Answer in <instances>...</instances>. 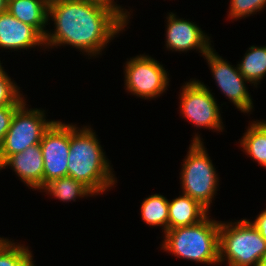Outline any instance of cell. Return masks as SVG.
I'll use <instances>...</instances> for the list:
<instances>
[{"label":"cell","mask_w":266,"mask_h":266,"mask_svg":"<svg viewBox=\"0 0 266 266\" xmlns=\"http://www.w3.org/2000/svg\"><path fill=\"white\" fill-rule=\"evenodd\" d=\"M43 156V188L52 179L68 176L70 124L54 121L40 142Z\"/></svg>","instance_id":"9c48e42d"},{"label":"cell","mask_w":266,"mask_h":266,"mask_svg":"<svg viewBox=\"0 0 266 266\" xmlns=\"http://www.w3.org/2000/svg\"><path fill=\"white\" fill-rule=\"evenodd\" d=\"M8 0H0V13L7 11Z\"/></svg>","instance_id":"d4e9b609"},{"label":"cell","mask_w":266,"mask_h":266,"mask_svg":"<svg viewBox=\"0 0 266 266\" xmlns=\"http://www.w3.org/2000/svg\"><path fill=\"white\" fill-rule=\"evenodd\" d=\"M208 212L198 201L182 194L169 201L168 229L196 224L209 215Z\"/></svg>","instance_id":"9a60e30c"},{"label":"cell","mask_w":266,"mask_h":266,"mask_svg":"<svg viewBox=\"0 0 266 266\" xmlns=\"http://www.w3.org/2000/svg\"><path fill=\"white\" fill-rule=\"evenodd\" d=\"M266 240L250 220L220 222L219 263L228 266H258Z\"/></svg>","instance_id":"277c9868"},{"label":"cell","mask_w":266,"mask_h":266,"mask_svg":"<svg viewBox=\"0 0 266 266\" xmlns=\"http://www.w3.org/2000/svg\"><path fill=\"white\" fill-rule=\"evenodd\" d=\"M166 23L167 49L177 52L196 49L204 56L212 48L210 37L194 22L180 19L171 12L167 15Z\"/></svg>","instance_id":"8fae6325"},{"label":"cell","mask_w":266,"mask_h":266,"mask_svg":"<svg viewBox=\"0 0 266 266\" xmlns=\"http://www.w3.org/2000/svg\"><path fill=\"white\" fill-rule=\"evenodd\" d=\"M169 200L161 194H152L141 204V217L149 226L163 227L164 233L168 230Z\"/></svg>","instance_id":"d6986e66"},{"label":"cell","mask_w":266,"mask_h":266,"mask_svg":"<svg viewBox=\"0 0 266 266\" xmlns=\"http://www.w3.org/2000/svg\"><path fill=\"white\" fill-rule=\"evenodd\" d=\"M45 47L44 37L31 25L11 15L8 10L0 13V48L9 50Z\"/></svg>","instance_id":"7c38bea8"},{"label":"cell","mask_w":266,"mask_h":266,"mask_svg":"<svg viewBox=\"0 0 266 266\" xmlns=\"http://www.w3.org/2000/svg\"><path fill=\"white\" fill-rule=\"evenodd\" d=\"M258 266H266V250L262 254Z\"/></svg>","instance_id":"4316f807"},{"label":"cell","mask_w":266,"mask_h":266,"mask_svg":"<svg viewBox=\"0 0 266 266\" xmlns=\"http://www.w3.org/2000/svg\"><path fill=\"white\" fill-rule=\"evenodd\" d=\"M180 113L193 125L200 128L224 129L220 106L207 86L196 79L189 80L180 92Z\"/></svg>","instance_id":"52a82bcc"},{"label":"cell","mask_w":266,"mask_h":266,"mask_svg":"<svg viewBox=\"0 0 266 266\" xmlns=\"http://www.w3.org/2000/svg\"><path fill=\"white\" fill-rule=\"evenodd\" d=\"M24 101L13 114L10 127L0 146V166L15 153L40 144L44 132L55 120H46L45 110L28 109Z\"/></svg>","instance_id":"8992f818"},{"label":"cell","mask_w":266,"mask_h":266,"mask_svg":"<svg viewBox=\"0 0 266 266\" xmlns=\"http://www.w3.org/2000/svg\"><path fill=\"white\" fill-rule=\"evenodd\" d=\"M219 227L220 221L210 219L207 215L196 224L168 229L164 233L161 249L177 258L207 265L218 264Z\"/></svg>","instance_id":"3957f363"},{"label":"cell","mask_w":266,"mask_h":266,"mask_svg":"<svg viewBox=\"0 0 266 266\" xmlns=\"http://www.w3.org/2000/svg\"><path fill=\"white\" fill-rule=\"evenodd\" d=\"M2 63H1V61H0V72L3 70V68L4 67H2V65H1Z\"/></svg>","instance_id":"83f0119b"},{"label":"cell","mask_w":266,"mask_h":266,"mask_svg":"<svg viewBox=\"0 0 266 266\" xmlns=\"http://www.w3.org/2000/svg\"><path fill=\"white\" fill-rule=\"evenodd\" d=\"M256 229L266 240V209L263 210L256 219L252 222Z\"/></svg>","instance_id":"cb8c5ba5"},{"label":"cell","mask_w":266,"mask_h":266,"mask_svg":"<svg viewBox=\"0 0 266 266\" xmlns=\"http://www.w3.org/2000/svg\"><path fill=\"white\" fill-rule=\"evenodd\" d=\"M8 166L30 189H38L42 192L44 163L40 144L29 146L20 153L12 154L0 166V171Z\"/></svg>","instance_id":"4fadbf2b"},{"label":"cell","mask_w":266,"mask_h":266,"mask_svg":"<svg viewBox=\"0 0 266 266\" xmlns=\"http://www.w3.org/2000/svg\"><path fill=\"white\" fill-rule=\"evenodd\" d=\"M42 190L63 202L75 201L79 197L95 196L81 181L69 176L52 179Z\"/></svg>","instance_id":"e0dca14e"},{"label":"cell","mask_w":266,"mask_h":266,"mask_svg":"<svg viewBox=\"0 0 266 266\" xmlns=\"http://www.w3.org/2000/svg\"><path fill=\"white\" fill-rule=\"evenodd\" d=\"M105 1L110 2L114 5H117L130 18V15H131L130 12H128L125 8H122V6L116 4L114 0H105Z\"/></svg>","instance_id":"484cf974"},{"label":"cell","mask_w":266,"mask_h":266,"mask_svg":"<svg viewBox=\"0 0 266 266\" xmlns=\"http://www.w3.org/2000/svg\"><path fill=\"white\" fill-rule=\"evenodd\" d=\"M124 71L127 92L145 100L162 95L169 86L168 72L149 55L140 54L130 58Z\"/></svg>","instance_id":"ba28073f"},{"label":"cell","mask_w":266,"mask_h":266,"mask_svg":"<svg viewBox=\"0 0 266 266\" xmlns=\"http://www.w3.org/2000/svg\"><path fill=\"white\" fill-rule=\"evenodd\" d=\"M211 48L203 57L207 60L217 86L231 103L243 113L251 112L253 101L248 92V82L240 73L238 66L232 67L228 61Z\"/></svg>","instance_id":"30bf717a"},{"label":"cell","mask_w":266,"mask_h":266,"mask_svg":"<svg viewBox=\"0 0 266 266\" xmlns=\"http://www.w3.org/2000/svg\"><path fill=\"white\" fill-rule=\"evenodd\" d=\"M50 0H8V12L16 19L33 26L43 37L49 22Z\"/></svg>","instance_id":"5bb4252c"},{"label":"cell","mask_w":266,"mask_h":266,"mask_svg":"<svg viewBox=\"0 0 266 266\" xmlns=\"http://www.w3.org/2000/svg\"><path fill=\"white\" fill-rule=\"evenodd\" d=\"M242 150L262 165L266 160V121H253L240 140Z\"/></svg>","instance_id":"2e32d148"},{"label":"cell","mask_w":266,"mask_h":266,"mask_svg":"<svg viewBox=\"0 0 266 266\" xmlns=\"http://www.w3.org/2000/svg\"><path fill=\"white\" fill-rule=\"evenodd\" d=\"M261 166H263L264 168H266V160H265V162Z\"/></svg>","instance_id":"f1b7e54d"},{"label":"cell","mask_w":266,"mask_h":266,"mask_svg":"<svg viewBox=\"0 0 266 266\" xmlns=\"http://www.w3.org/2000/svg\"><path fill=\"white\" fill-rule=\"evenodd\" d=\"M266 7V0H231L229 5L228 18L241 19L263 10Z\"/></svg>","instance_id":"7402d4cb"},{"label":"cell","mask_w":266,"mask_h":266,"mask_svg":"<svg viewBox=\"0 0 266 266\" xmlns=\"http://www.w3.org/2000/svg\"><path fill=\"white\" fill-rule=\"evenodd\" d=\"M19 106H1L0 107V146L10 127V123Z\"/></svg>","instance_id":"603a6c76"},{"label":"cell","mask_w":266,"mask_h":266,"mask_svg":"<svg viewBox=\"0 0 266 266\" xmlns=\"http://www.w3.org/2000/svg\"><path fill=\"white\" fill-rule=\"evenodd\" d=\"M103 151L92 128L70 124L68 176L81 181L95 195L106 192L117 183Z\"/></svg>","instance_id":"7a4b0ae2"},{"label":"cell","mask_w":266,"mask_h":266,"mask_svg":"<svg viewBox=\"0 0 266 266\" xmlns=\"http://www.w3.org/2000/svg\"><path fill=\"white\" fill-rule=\"evenodd\" d=\"M191 141L180 173L182 194L198 201L209 211L217 193L219 177L200 135L195 134Z\"/></svg>","instance_id":"5b68a950"},{"label":"cell","mask_w":266,"mask_h":266,"mask_svg":"<svg viewBox=\"0 0 266 266\" xmlns=\"http://www.w3.org/2000/svg\"><path fill=\"white\" fill-rule=\"evenodd\" d=\"M48 18L55 29L47 31L45 49L66 44L90 57L100 55L129 23L117 5L105 0H50Z\"/></svg>","instance_id":"6da1fadb"},{"label":"cell","mask_w":266,"mask_h":266,"mask_svg":"<svg viewBox=\"0 0 266 266\" xmlns=\"http://www.w3.org/2000/svg\"><path fill=\"white\" fill-rule=\"evenodd\" d=\"M16 243L8 238L0 241V266H35L30 248Z\"/></svg>","instance_id":"ffe728a7"},{"label":"cell","mask_w":266,"mask_h":266,"mask_svg":"<svg viewBox=\"0 0 266 266\" xmlns=\"http://www.w3.org/2000/svg\"><path fill=\"white\" fill-rule=\"evenodd\" d=\"M15 83L4 69L0 72V107L20 106L26 100Z\"/></svg>","instance_id":"44dd1931"},{"label":"cell","mask_w":266,"mask_h":266,"mask_svg":"<svg viewBox=\"0 0 266 266\" xmlns=\"http://www.w3.org/2000/svg\"><path fill=\"white\" fill-rule=\"evenodd\" d=\"M246 52L237 66L248 83L257 87L266 75V46L253 45Z\"/></svg>","instance_id":"ac0fdd59"}]
</instances>
